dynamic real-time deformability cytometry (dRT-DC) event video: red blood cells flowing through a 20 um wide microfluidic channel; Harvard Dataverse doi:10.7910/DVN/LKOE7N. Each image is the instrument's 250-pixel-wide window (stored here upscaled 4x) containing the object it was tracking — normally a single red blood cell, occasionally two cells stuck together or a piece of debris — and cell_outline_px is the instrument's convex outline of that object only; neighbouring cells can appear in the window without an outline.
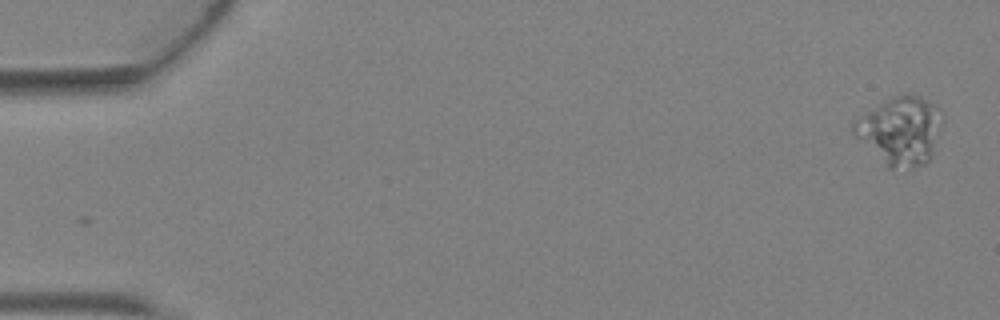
{"species": "Egyptian fruit bat (a non-hibernating species)", "species_latin": "Rousettus aegyptiacus", "temperature_condition": "warm", "stored_images_in_passage": 5, "camera_frame_rate_fps": 3000, "um_per_image_px": 0.085, "animal": {"sex": "female"}, "frame": {"image": 1, "passage_image": 1, "time_ms": 0.0, "image_size_px": [1000, 320], "cell_outline_px": [[944, 120], [940, 132], [932, 152], [928, 160], [924, 164], [892, 168], [884, 168], [852, 132], [852, 120], [896, 96], [904, 92], [916, 96], [936, 104], [944, 116]], "centroid_in_image_um": [76.53, 11.11], "position_along_channel_um": 8.5, "area_um2": 35.08}}
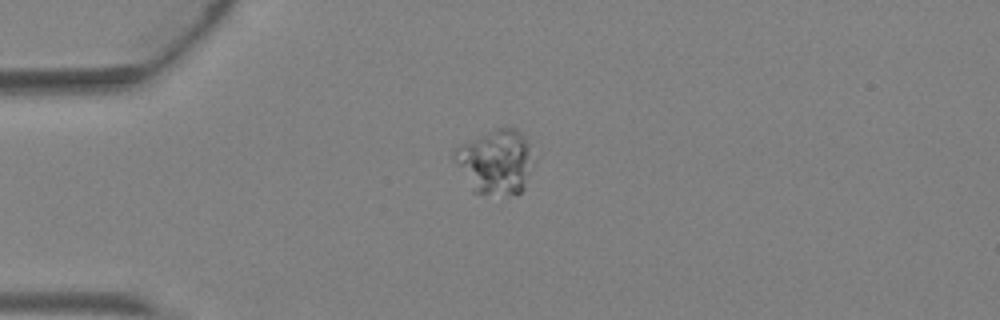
{"frame": {"image": 2, "passage_image": 4, "time_ms": 1.0, "image_size_px": [1000, 320], "cell_outline_px": [[536, 160], [524, 188], [516, 196], [472, 192], [452, 160], [452, 152], [460, 144], [496, 128], [516, 128], [524, 136]], "centroid_in_image_um": [42.12, 13.77], "position_along_channel_um": 42.9, "area_um2": 30.4}}
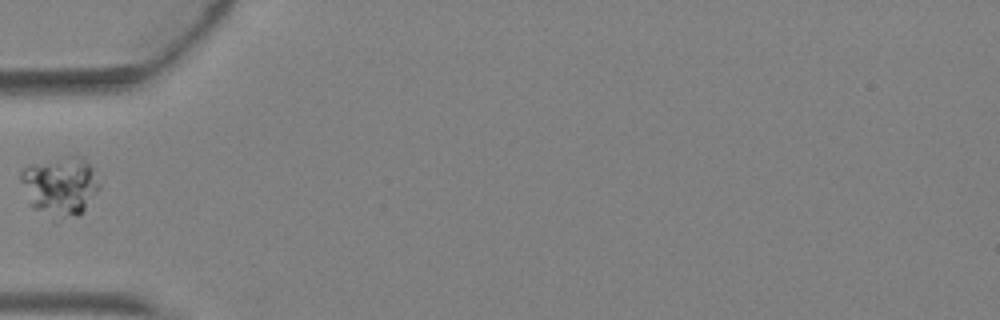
{"frame": {"image": 3, "passage_image": 5, "time_ms": 1.333, "image_size_px": [1000, 320], "cell_outline_px": [[100, 188], [84, 208], [76, 216], [32, 208], [28, 204], [20, 180], [20, 172], [24, 168], [68, 152], [84, 156], [92, 168], [100, 184]], "centroid_in_image_um": [5.11, 15.66], "position_along_channel_um": 79.9, "area_um2": 26.47}}